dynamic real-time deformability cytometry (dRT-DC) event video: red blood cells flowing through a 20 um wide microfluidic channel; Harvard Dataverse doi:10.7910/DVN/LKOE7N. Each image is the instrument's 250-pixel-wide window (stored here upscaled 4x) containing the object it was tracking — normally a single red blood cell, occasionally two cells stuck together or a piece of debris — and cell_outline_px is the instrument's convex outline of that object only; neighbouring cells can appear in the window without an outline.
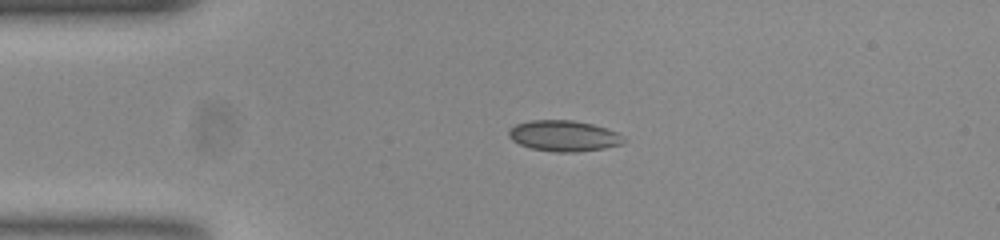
{"species": "common noctule bat (a hibernating species)", "species_latin": "Nyctalus noctula", "temperature_condition": "room temperature", "stored_images_in_passage": 42, "camera_frame_rate_fps": 3000, "um_per_image_px": 0.085, "animal": {"sex": "female", "body_mass_g": 23.0, "forearm_length_mm": 53.4}, "frame": {"image": 1, "passage_image": 1, "time_ms": 0.0, "image_size_px": [1000, 240], "cell_outline_px": [[628, 140], [624, 144], [604, 148], [576, 152], [556, 152], [532, 148], [520, 144], [512, 140], [508, 136], [508, 132], [516, 124], [532, 120], [572, 120], [592, 124], [616, 132], [624, 136]], "centroid_in_image_um": [47.97, 11.55], "position_along_channel_um": 37.0, "area_um2": 20.63}}
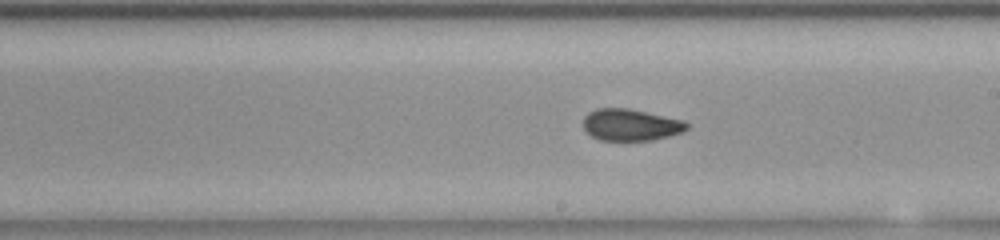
{"frame": {"image": 2, "passage_image": 19, "time_ms": 6.0, "image_size_px": [1000, 240], "cell_outline_px": [[688, 128], [684, 132], [652, 140], [600, 140], [592, 136], [584, 128], [584, 116], [588, 112], [596, 108], [628, 108], [684, 120], [688, 124]], "centroid_in_image_um": [53.62, 10.6], "position_along_channel_um": 235.4, "area_um2": 19.13}}
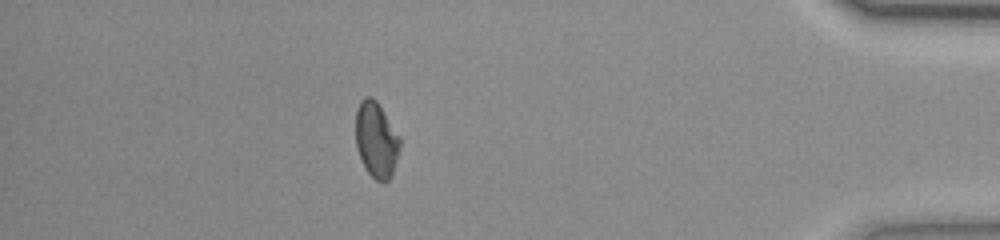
{"frame": {"image": 3, "passage_image": 36, "time_ms": 11.667, "image_size_px": [1000, 240], "cell_outline_px": [[400, 148], [392, 172], [388, 180], [376, 180], [368, 172], [356, 148], [356, 108], [360, 100], [364, 96], [372, 96], [376, 100], [400, 140]], "centroid_in_image_um": [31.94, 11.84], "position_along_channel_um": 403.3, "area_um2": 18.96}, "authors_computed_cell_mechanics": {"area_um2": 19.652, "velocity_mm_per_s": 3.8182, "shape_relaxation_time_tau1_ms": null, "shape_relaxation_time_tau2_ms": 1.0373, "deformation_change_tau1": null, "deformation_change_tau2": 0.0459}}